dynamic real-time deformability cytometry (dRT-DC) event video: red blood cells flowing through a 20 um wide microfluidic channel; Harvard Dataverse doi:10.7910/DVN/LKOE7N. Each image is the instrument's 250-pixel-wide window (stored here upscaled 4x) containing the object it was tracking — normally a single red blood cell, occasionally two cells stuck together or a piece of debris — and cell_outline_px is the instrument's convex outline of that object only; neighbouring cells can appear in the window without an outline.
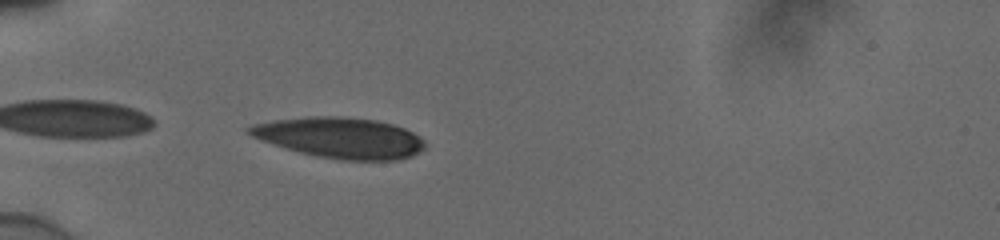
{"species": "human", "species_latin": "Homo sapiens", "temperature_condition": "cold", "stored_images_in_passage": 35, "camera_frame_rate_fps": 3000, "um_per_image_px": 0.085, "donor": {"sex": "male"}, "frame": {"image": 1, "passage_image": 1, "time_ms": 0.0, "image_size_px": [1000, 240], "cell_outline_px": [[424, 148], [412, 156], [400, 160], [340, 160], [300, 152], [260, 140], [244, 132], [244, 128], [256, 124], [276, 120], [308, 116], [340, 116], [376, 120], [392, 124], [404, 128], [420, 136], [424, 140]], "centroid_in_image_um": [28.92, 11.7], "position_along_channel_um": 56.1, "area_um2": 41.62}}
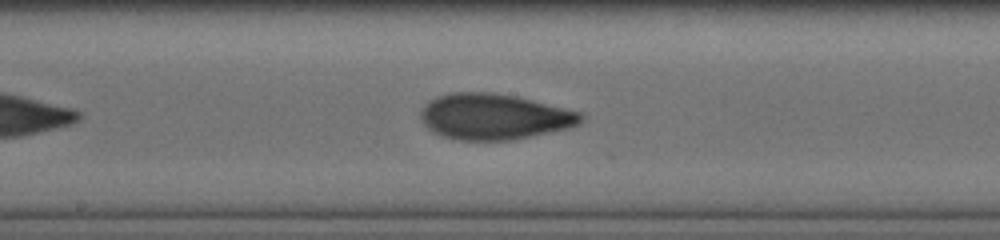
{"frame": {"image": 2, "passage_image": 14, "time_ms": 4.333, "image_size_px": [1000, 240], "cell_outline_px": [[584, 120], [580, 124], [568, 128], [512, 140], [460, 140], [444, 136], [432, 132], [420, 120], [420, 112], [424, 104], [428, 100], [436, 96], [452, 92], [492, 92], [516, 96], [580, 112], [584, 116]], "centroid_in_image_um": [41.97, 9.91], "position_along_channel_um": 206.2, "area_um2": 42.89}}
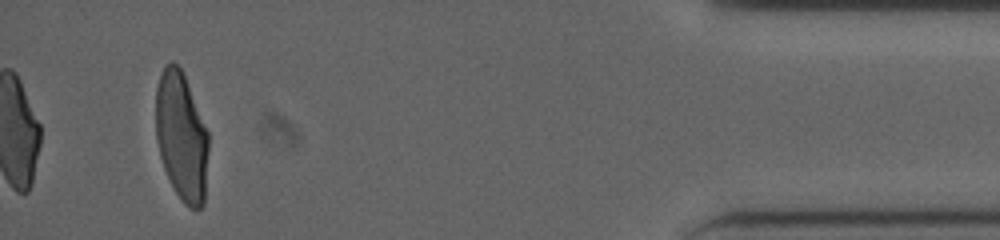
{"frame": {"image": 3, "passage_image": 35, "time_ms": 11.333, "image_size_px": [1000, 240], "cell_outline_px": [[208, 152], [204, 204], [200, 208], [192, 208], [184, 204], [176, 192], [164, 168], [160, 156], [156, 140], [156, 88], [164, 64], [172, 60], [180, 68], [184, 76], [208, 132]], "centroid_in_image_um": [15.42, 11.6], "position_along_channel_um": 419.8, "area_um2": 39.25}, "authors_computed_cell_mechanics": {"area_um2": 42.3096, "velocity_mm_per_s": 3.8857, "shape_relaxation_time_tau1_ms": 4.5114, "shape_relaxation_time_tau2_ms": 1.6451, "deformation_change_tau1": 0.1867, "deformation_change_tau2": 0.0729}}